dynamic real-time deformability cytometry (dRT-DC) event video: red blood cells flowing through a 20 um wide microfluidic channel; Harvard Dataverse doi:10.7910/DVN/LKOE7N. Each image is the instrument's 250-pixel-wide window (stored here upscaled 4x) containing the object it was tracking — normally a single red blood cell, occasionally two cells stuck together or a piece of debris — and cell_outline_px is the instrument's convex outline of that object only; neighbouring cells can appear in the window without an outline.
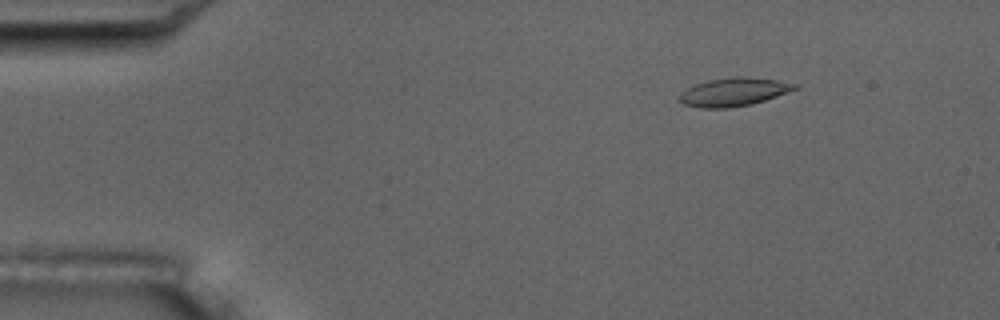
{"species": "common noctule bat (a hibernating species)", "species_latin": "Nyctalus noctula", "temperature_condition": "room temperature", "stored_images_in_passage": 5, "camera_frame_rate_fps": 3000, "um_per_image_px": 0.085, "animal": {"sex": "male", "body_mass_g": 17.5, "forearm_length_mm": 52.3}, "frame": {"image": 1, "passage_image": 2, "time_ms": 1.0, "image_size_px": [1000, 320], "cell_outline_px": [[800, 88], [752, 104], [728, 108], [700, 108], [684, 104], [676, 96], [680, 92], [696, 84], [708, 80], [736, 76], [740, 76], [776, 80], [800, 84]], "centroid_in_image_um": [62.37, 7.82], "position_along_channel_um": 22.6, "area_um2": 19.07}}